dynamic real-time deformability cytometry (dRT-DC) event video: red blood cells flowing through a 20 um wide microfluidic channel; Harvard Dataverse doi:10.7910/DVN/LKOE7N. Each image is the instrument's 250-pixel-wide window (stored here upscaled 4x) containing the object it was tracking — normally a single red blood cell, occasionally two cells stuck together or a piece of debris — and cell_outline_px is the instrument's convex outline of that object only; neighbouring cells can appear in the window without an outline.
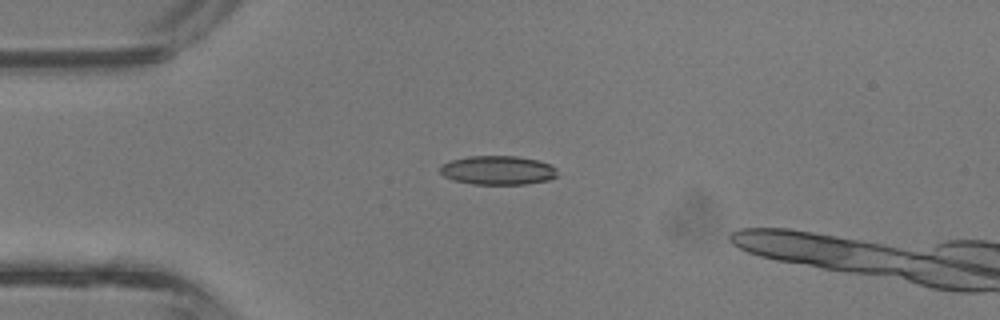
{"species": "common noctule bat (a hibernating species)", "species_latin": "Nyctalus noctula", "temperature_condition": "room temperature", "stored_images_in_passage": 29, "camera_frame_rate_fps": 3000, "um_per_image_px": 0.085, "animal": {"sex": "male", "body_mass_g": 13.3}, "frame": {"image": 1, "passage_image": 1, "time_ms": 0.0, "image_size_px": [1000, 320], "cell_outline_px": [[556, 176], [548, 180], [524, 184], [472, 184], [452, 180], [444, 176], [440, 172], [440, 164], [452, 160], [468, 156], [516, 156], [536, 160], [552, 164], [556, 168]], "centroid_in_image_um": [42.29, 14.47], "position_along_channel_um": 42.7, "area_um2": 19.83}}
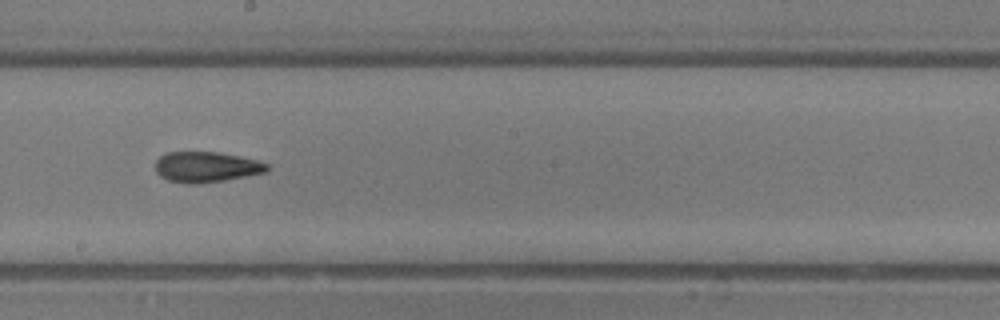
{"frame": {"image": 2, "passage_image": 14, "time_ms": 4.333, "image_size_px": [1000, 320], "cell_outline_px": [[268, 168], [264, 172], [224, 180], [200, 184], [192, 184], [168, 180], [160, 176], [156, 172], [156, 160], [160, 156], [168, 152], [220, 152], [240, 156], [256, 160], [268, 164]], "centroid_in_image_um": [17.5, 14.19], "position_along_channel_um": 230.7, "area_um2": 19.71}}
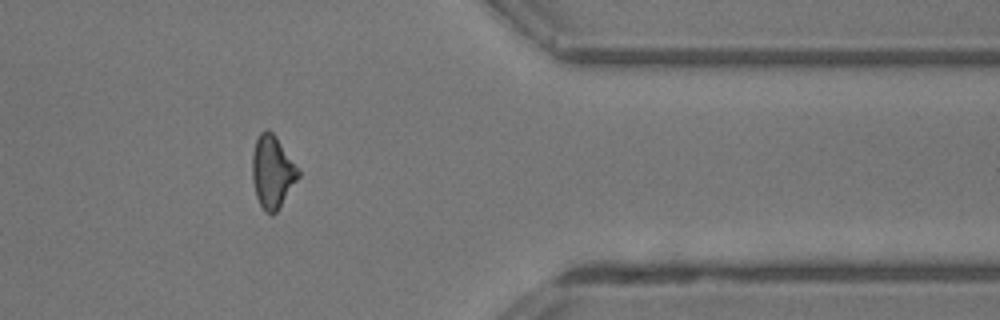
{"frame": {"image": 3, "passage_image": 25, "time_ms": 8.0, "image_size_px": [1000, 320], "cell_outline_px": [[300, 176], [276, 212], [272, 216], [264, 212], [256, 196], [252, 180], [252, 156], [256, 140], [260, 132], [264, 128], [268, 128], [276, 136], [300, 172]], "centroid_in_image_um": [23.13, 14.61], "position_along_channel_um": 388.3, "area_um2": 19.42}, "authors_computed_cell_mechanics": {"area_um2": 19.8254, "velocity_mm_per_s": 4.8415, "shape_relaxation_time_tau1_ms": null, "shape_relaxation_time_tau2_ms": 2.7905, "deformation_change_tau1": null, "deformation_change_tau2": 0.1096}}